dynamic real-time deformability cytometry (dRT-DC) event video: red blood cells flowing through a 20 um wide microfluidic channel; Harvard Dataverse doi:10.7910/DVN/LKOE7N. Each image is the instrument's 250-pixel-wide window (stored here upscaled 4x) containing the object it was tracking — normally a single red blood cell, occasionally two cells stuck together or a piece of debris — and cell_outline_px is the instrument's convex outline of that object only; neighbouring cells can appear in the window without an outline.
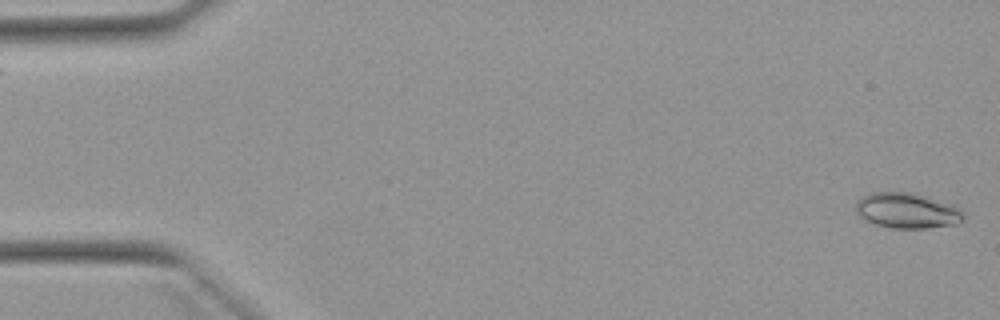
{"species": "Egyptian fruit bat (a non-hibernating species)", "species_latin": "Rousettus aegyptiacus", "temperature_condition": "warm", "stored_images_in_passage": 53, "segment_of_instrument_passage": [1, 2], "camera_frame_rate_fps": 3000, "um_per_image_px": 0.085, "animal": {"sex": "female"}, "frame": {"image": 1, "passage_image": 1, "time_ms": 0.0, "image_size_px": [1000, 320], "cell_outline_px": [[964, 220], [956, 224], [924, 228], [892, 228], [876, 224], [864, 220], [856, 212], [856, 204], [864, 196], [872, 192], [912, 192], [952, 204], [964, 216]], "centroid_in_image_um": [77.09, 17.9], "position_along_channel_um": 7.9, "area_um2": 21.96}}
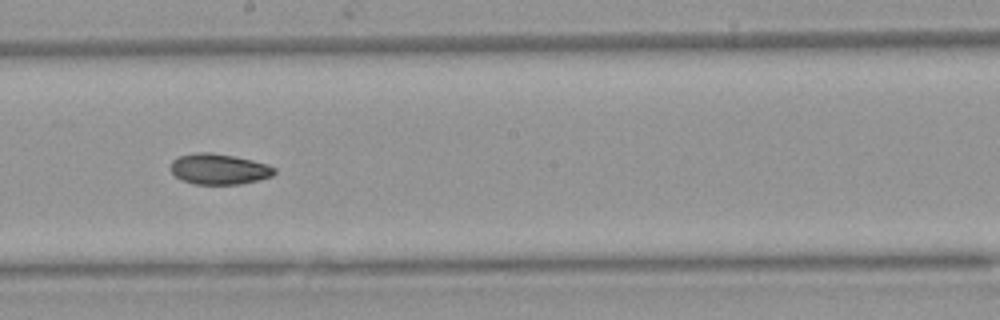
{"frame": {"image": 2, "passage_image": 29, "time_ms": 9.333, "image_size_px": [1000, 320], "cell_outline_px": [[276, 172], [272, 176], [240, 184], [196, 184], [180, 180], [172, 172], [172, 160], [180, 156], [196, 152], [212, 152], [252, 160], [268, 164], [276, 168]], "centroid_in_image_um": [18.63, 14.37], "position_along_channel_um": 229.6, "area_um2": 18.44}}
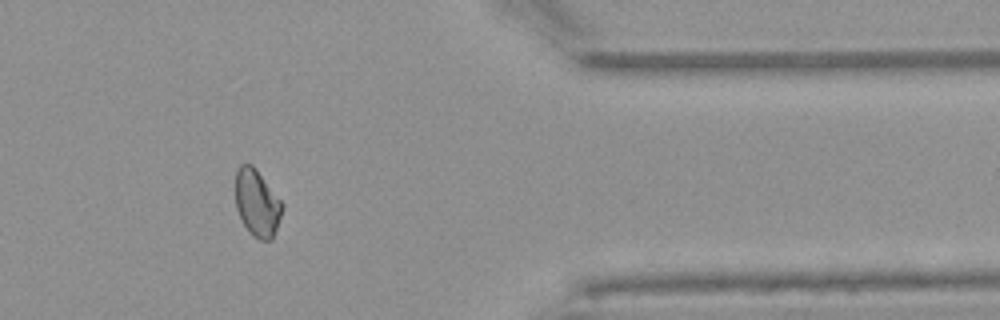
{"frame": {"image": 3, "passage_image": 43, "time_ms": 14.0, "image_size_px": [1000, 320], "cell_outline_px": [[284, 208], [272, 240], [260, 240], [252, 236], [248, 232], [236, 208], [236, 168], [240, 164], [252, 164], [256, 168], [284, 204]], "centroid_in_image_um": [21.86, 17.26], "position_along_channel_um": 389.5, "area_um2": 18.38}}